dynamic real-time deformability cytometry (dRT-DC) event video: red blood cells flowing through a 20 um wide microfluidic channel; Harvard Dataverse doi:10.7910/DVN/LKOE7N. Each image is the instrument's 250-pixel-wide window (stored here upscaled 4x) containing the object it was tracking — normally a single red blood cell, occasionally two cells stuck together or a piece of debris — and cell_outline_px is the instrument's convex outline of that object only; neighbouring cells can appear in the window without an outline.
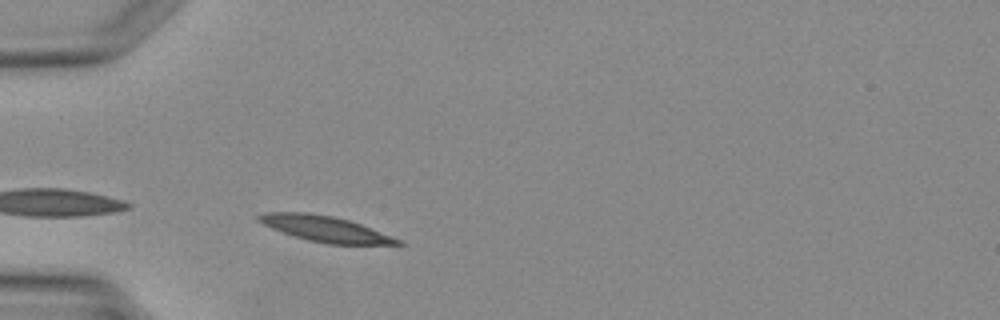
{"species": "Egyptian fruit bat (a non-hibernating species)", "species_latin": "Rousettus aegyptiacus", "temperature_condition": "warm", "stored_images_in_passage": 5, "camera_frame_rate_fps": 3000, "um_per_image_px": 0.085, "animal": {"sex": "female"}, "frame": {"image": 1, "passage_image": 1, "time_ms": 0.0, "image_size_px": [1000, 320], "cell_outline_px": [[404, 244], [328, 244], [308, 240], [292, 236], [272, 228], [256, 220], [256, 216], [268, 212], [308, 212], [332, 216], [348, 220], [360, 224], [400, 240]], "centroid_in_image_um": [27.57, 19.44], "position_along_channel_um": 57.4, "area_um2": 20.46}}